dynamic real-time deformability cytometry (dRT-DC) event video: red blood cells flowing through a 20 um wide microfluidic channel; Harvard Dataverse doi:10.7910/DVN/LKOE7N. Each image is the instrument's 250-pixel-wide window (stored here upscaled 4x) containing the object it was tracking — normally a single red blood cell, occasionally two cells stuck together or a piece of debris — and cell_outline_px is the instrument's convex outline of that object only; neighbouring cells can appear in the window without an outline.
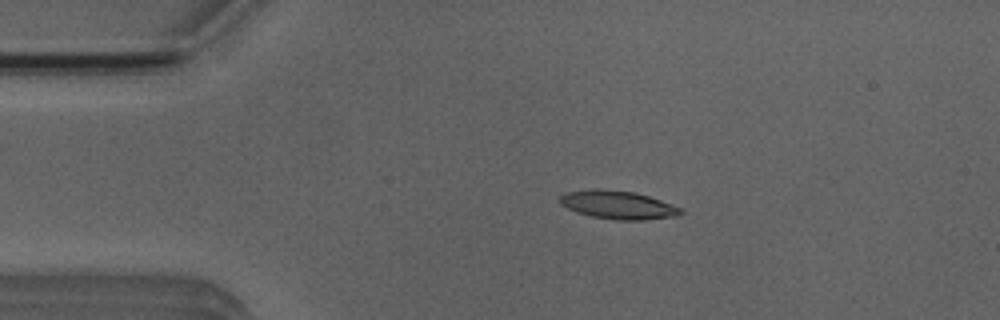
{"species": "Egyptian fruit bat (a non-hibernating species)", "species_latin": "Rousettus aegyptiacus", "temperature_condition": "room temperature", "stored_images_in_passage": 3, "camera_frame_rate_fps": 3000, "um_per_image_px": 0.085, "animal": {"sex": "male"}, "frame": {"image": 1, "passage_image": 2, "time_ms": 1.333, "image_size_px": [1000, 320], "cell_outline_px": [[684, 212], [676, 216], [644, 220], [616, 220], [588, 216], [576, 212], [560, 204], [560, 196], [568, 192], [596, 188], [600, 188], [636, 192], [660, 200], [680, 208]], "centroid_in_image_um": [52.5, 17.42], "position_along_channel_um": 32.5, "area_um2": 19.94}}